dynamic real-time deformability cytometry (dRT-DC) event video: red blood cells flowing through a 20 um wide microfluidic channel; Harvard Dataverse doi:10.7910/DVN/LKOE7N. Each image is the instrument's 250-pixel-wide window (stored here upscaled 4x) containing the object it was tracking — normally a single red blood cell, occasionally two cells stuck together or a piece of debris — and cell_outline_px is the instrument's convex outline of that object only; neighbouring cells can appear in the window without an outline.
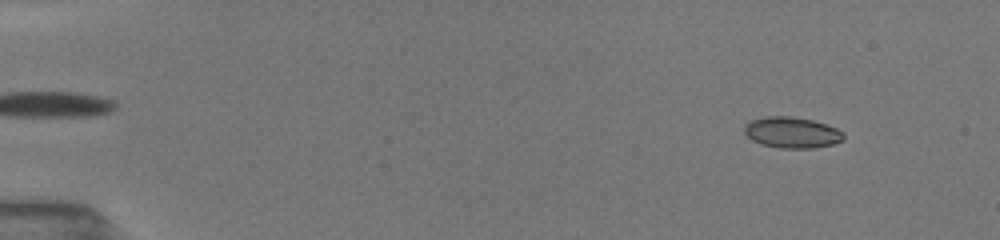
{"species": "common noctule bat (a hibernating species)", "species_latin": "Nyctalus noctula", "temperature_condition": "room temperature", "stored_images_in_passage": 17, "camera_frame_rate_fps": 3000, "um_per_image_px": 0.085, "animal": {"sex": "female", "body_mass_g": 19.5, "forearm_length_mm": 54.1}, "frame": {"image": 1, "passage_image": 5, "time_ms": 1.333, "image_size_px": [1000, 240], "cell_outline_px": [[844, 140], [832, 144], [812, 148], [780, 148], [764, 144], [752, 140], [744, 132], [744, 128], [752, 120], [764, 116], [792, 116], [812, 120], [836, 128], [844, 136]], "centroid_in_image_um": [67.31, 11.26], "position_along_channel_um": 17.7, "area_um2": 17.63}}
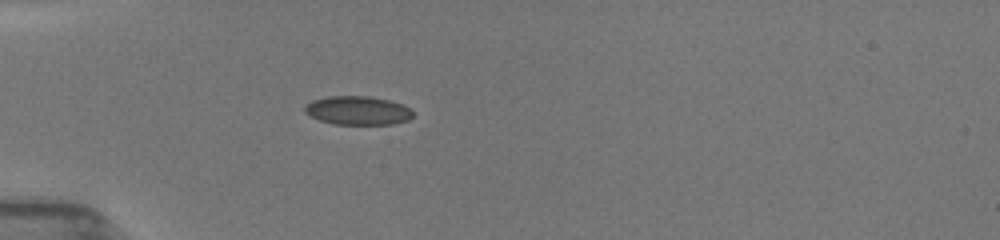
{"frame": {"image": 2, "passage_image": 15, "time_ms": 5.0, "image_size_px": [1000, 240], "cell_outline_px": [[412, 116], [408, 120], [392, 124], [332, 124], [320, 120], [304, 112], [304, 108], [312, 100], [328, 96], [368, 96], [388, 100], [400, 104], [408, 108], [412, 112]], "centroid_in_image_um": [30.38, 9.39], "position_along_channel_um": 54.6, "area_um2": 17.86}}
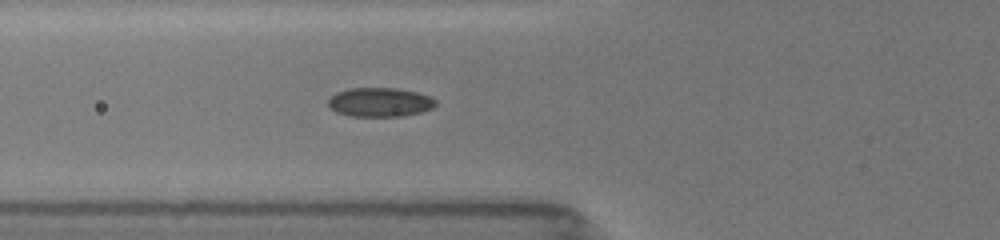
{"frame": {"image": 3, "passage_image": 17, "time_ms": 6.333, "image_size_px": [1000, 240], "cell_outline_px": [[436, 104], [432, 108], [420, 112], [400, 116], [348, 116], [336, 112], [328, 104], [328, 100], [336, 92], [348, 88], [396, 88], [416, 92], [428, 96], [436, 100]], "centroid_in_image_um": [32.26, 8.68], "position_along_channel_um": 93.5, "area_um2": 18.09}}